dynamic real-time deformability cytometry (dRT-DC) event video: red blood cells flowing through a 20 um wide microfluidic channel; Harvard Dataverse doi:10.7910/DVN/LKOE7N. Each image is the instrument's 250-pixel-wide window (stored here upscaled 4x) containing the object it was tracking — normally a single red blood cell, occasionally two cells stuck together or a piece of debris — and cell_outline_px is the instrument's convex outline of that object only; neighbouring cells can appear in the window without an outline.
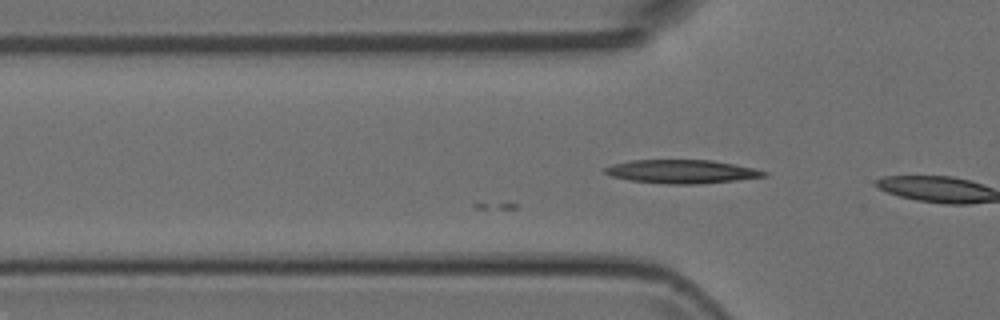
{"species": "Egyptian fruit bat (a non-hibernating species)", "species_latin": "Rousettus aegyptiacus", "temperature_condition": "room temperature", "stored_images_in_passage": 13, "camera_frame_rate_fps": 3000, "um_per_image_px": 0.085, "animal": {"sex": "female"}, "frame": {"image": 1, "passage_image": 13, "time_ms": 4.0, "image_size_px": [1000, 320], "cell_outline_px": [[768, 176], [736, 180], [700, 184], [668, 184], [628, 180], [612, 176], [604, 172], [604, 168], [612, 164], [632, 160], [712, 160], [752, 168], [768, 172]], "centroid_in_image_um": [57.93, 14.58], "position_along_channel_um": 67.9, "area_um2": 21.73}}